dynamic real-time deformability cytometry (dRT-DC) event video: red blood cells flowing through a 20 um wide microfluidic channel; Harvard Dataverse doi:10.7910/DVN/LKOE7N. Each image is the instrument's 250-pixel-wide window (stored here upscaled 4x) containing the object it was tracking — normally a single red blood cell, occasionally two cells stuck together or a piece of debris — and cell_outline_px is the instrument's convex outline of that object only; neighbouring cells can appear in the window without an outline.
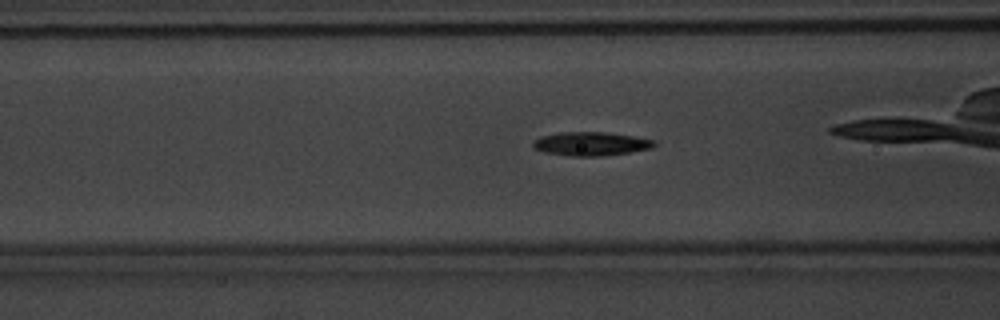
{"species": "common noctule bat (a hibernating species)", "species_latin": "Nyctalus noctula", "temperature_condition": "warm", "stored_images_in_passage": 54, "camera_frame_rate_fps": 3000, "um_per_image_px": 0.085, "animal": {"sex": "male", "body_mass_g": 20.1, "forearm_length_mm": 53.5}, "frame": {"image": 1, "passage_image": 21, "time_ms": 6.667, "image_size_px": [1000, 320], "cell_outline_px": [[656, 144], [652, 148], [628, 152], [600, 156], [572, 156], [544, 152], [532, 148], [532, 144], [536, 140], [544, 136], [560, 132], [604, 132], [632, 136], [652, 140]], "centroid_in_image_um": [50.2, 12.22], "position_along_channel_um": 116.4, "area_um2": 16.42}}
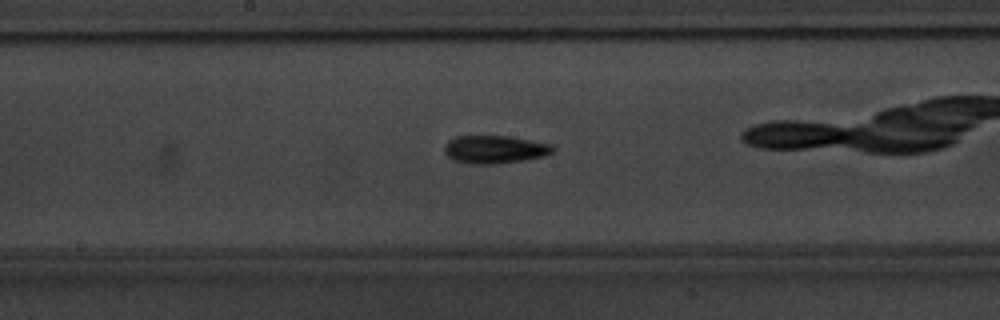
{"frame": {"image": 2, "passage_image": 28, "time_ms": 9.0, "image_size_px": [1000, 320], "cell_outline_px": [[556, 148], [552, 152], [544, 156], [524, 160], [496, 164], [468, 164], [452, 160], [444, 152], [444, 144], [448, 140], [456, 136], [508, 136], [552, 144]], "centroid_in_image_um": [42.02, 12.7], "position_along_channel_um": 206.2, "area_um2": 17.86}}
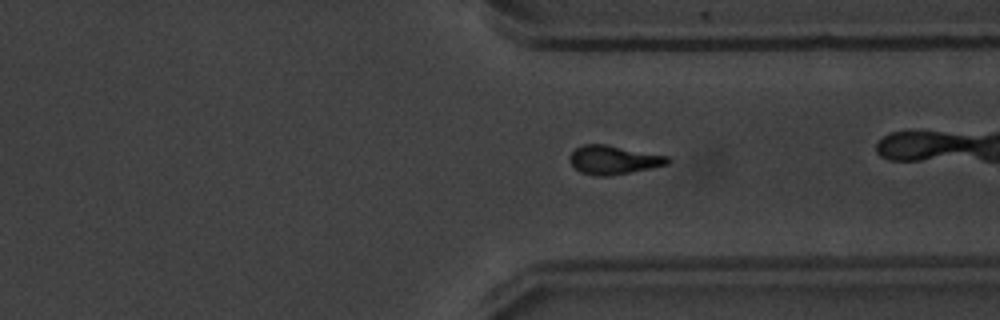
{"frame": {"image": 3, "passage_image": 40, "time_ms": 13.0, "image_size_px": [1000, 320], "cell_outline_px": [[672, 160], [668, 164], [608, 176], [596, 176], [580, 172], [568, 160], [572, 152], [576, 148], [584, 144], [604, 144], [668, 156]], "centroid_in_image_um": [52.13, 13.58], "position_along_channel_um": 359.3, "area_um2": 16.13}, "authors_computed_cell_mechanics": {"area_um2": 15.8372, "velocity_mm_per_s": 3.8363, "shape_relaxation_time_tau1_ms": 2.9965, "shape_relaxation_time_tau2_ms": 5.9939, "deformation_change_tau1": 0.1645, "deformation_change_tau2": 0.1779}}